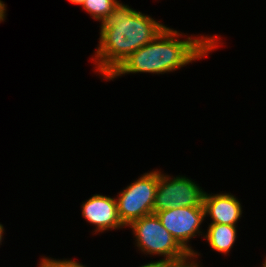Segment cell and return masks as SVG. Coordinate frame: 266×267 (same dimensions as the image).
<instances>
[{
    "mask_svg": "<svg viewBox=\"0 0 266 267\" xmlns=\"http://www.w3.org/2000/svg\"><path fill=\"white\" fill-rule=\"evenodd\" d=\"M205 217L212 219L210 224L234 225L242 216L240 201L231 193L208 194L203 198Z\"/></svg>",
    "mask_w": 266,
    "mask_h": 267,
    "instance_id": "8",
    "label": "cell"
},
{
    "mask_svg": "<svg viewBox=\"0 0 266 267\" xmlns=\"http://www.w3.org/2000/svg\"><path fill=\"white\" fill-rule=\"evenodd\" d=\"M159 218L163 227L175 238V240L190 254L196 251L190 247L189 240L199 234L200 225L204 221V206H189L170 208L162 212H153Z\"/></svg>",
    "mask_w": 266,
    "mask_h": 267,
    "instance_id": "6",
    "label": "cell"
},
{
    "mask_svg": "<svg viewBox=\"0 0 266 267\" xmlns=\"http://www.w3.org/2000/svg\"><path fill=\"white\" fill-rule=\"evenodd\" d=\"M166 26L128 5L118 3L101 20L96 72L105 79L132 53L151 42Z\"/></svg>",
    "mask_w": 266,
    "mask_h": 267,
    "instance_id": "1",
    "label": "cell"
},
{
    "mask_svg": "<svg viewBox=\"0 0 266 267\" xmlns=\"http://www.w3.org/2000/svg\"><path fill=\"white\" fill-rule=\"evenodd\" d=\"M39 267H86V266L70 259L56 260L53 258L44 257L41 259Z\"/></svg>",
    "mask_w": 266,
    "mask_h": 267,
    "instance_id": "11",
    "label": "cell"
},
{
    "mask_svg": "<svg viewBox=\"0 0 266 267\" xmlns=\"http://www.w3.org/2000/svg\"><path fill=\"white\" fill-rule=\"evenodd\" d=\"M168 264L167 261H164L163 259L157 260V261H151L150 263H147L145 265H141L139 267H166Z\"/></svg>",
    "mask_w": 266,
    "mask_h": 267,
    "instance_id": "13",
    "label": "cell"
},
{
    "mask_svg": "<svg viewBox=\"0 0 266 267\" xmlns=\"http://www.w3.org/2000/svg\"><path fill=\"white\" fill-rule=\"evenodd\" d=\"M68 1H70L71 3H73V4H77V5H83L84 4V2H85V0H68Z\"/></svg>",
    "mask_w": 266,
    "mask_h": 267,
    "instance_id": "14",
    "label": "cell"
},
{
    "mask_svg": "<svg viewBox=\"0 0 266 267\" xmlns=\"http://www.w3.org/2000/svg\"><path fill=\"white\" fill-rule=\"evenodd\" d=\"M236 227L227 224H210L203 237L213 250L228 254L236 241Z\"/></svg>",
    "mask_w": 266,
    "mask_h": 267,
    "instance_id": "9",
    "label": "cell"
},
{
    "mask_svg": "<svg viewBox=\"0 0 266 267\" xmlns=\"http://www.w3.org/2000/svg\"><path fill=\"white\" fill-rule=\"evenodd\" d=\"M262 267H266V258H265L264 262L262 263Z\"/></svg>",
    "mask_w": 266,
    "mask_h": 267,
    "instance_id": "16",
    "label": "cell"
},
{
    "mask_svg": "<svg viewBox=\"0 0 266 267\" xmlns=\"http://www.w3.org/2000/svg\"><path fill=\"white\" fill-rule=\"evenodd\" d=\"M165 27L151 42L130 54L106 80L129 73L164 74L202 59L220 44L218 36L188 37Z\"/></svg>",
    "mask_w": 266,
    "mask_h": 267,
    "instance_id": "2",
    "label": "cell"
},
{
    "mask_svg": "<svg viewBox=\"0 0 266 267\" xmlns=\"http://www.w3.org/2000/svg\"><path fill=\"white\" fill-rule=\"evenodd\" d=\"M197 255L200 256L199 253L196 252L195 254H189L186 258L182 260L168 262L166 267H200L199 263L197 262L198 259Z\"/></svg>",
    "mask_w": 266,
    "mask_h": 267,
    "instance_id": "12",
    "label": "cell"
},
{
    "mask_svg": "<svg viewBox=\"0 0 266 267\" xmlns=\"http://www.w3.org/2000/svg\"><path fill=\"white\" fill-rule=\"evenodd\" d=\"M205 191L186 176L171 177L159 171L154 212L170 208L203 206Z\"/></svg>",
    "mask_w": 266,
    "mask_h": 267,
    "instance_id": "5",
    "label": "cell"
},
{
    "mask_svg": "<svg viewBox=\"0 0 266 267\" xmlns=\"http://www.w3.org/2000/svg\"><path fill=\"white\" fill-rule=\"evenodd\" d=\"M81 206L82 216L96 227L95 233L125 226L118 214L116 198L95 194Z\"/></svg>",
    "mask_w": 266,
    "mask_h": 267,
    "instance_id": "7",
    "label": "cell"
},
{
    "mask_svg": "<svg viewBox=\"0 0 266 267\" xmlns=\"http://www.w3.org/2000/svg\"><path fill=\"white\" fill-rule=\"evenodd\" d=\"M117 0H85L82 8L92 16L93 19L101 21L108 16L118 5Z\"/></svg>",
    "mask_w": 266,
    "mask_h": 267,
    "instance_id": "10",
    "label": "cell"
},
{
    "mask_svg": "<svg viewBox=\"0 0 266 267\" xmlns=\"http://www.w3.org/2000/svg\"><path fill=\"white\" fill-rule=\"evenodd\" d=\"M159 171L153 169L123 189L116 198L121 222L127 227L134 220L153 214Z\"/></svg>",
    "mask_w": 266,
    "mask_h": 267,
    "instance_id": "4",
    "label": "cell"
},
{
    "mask_svg": "<svg viewBox=\"0 0 266 267\" xmlns=\"http://www.w3.org/2000/svg\"><path fill=\"white\" fill-rule=\"evenodd\" d=\"M136 246L143 253L163 256L164 261L174 262L186 258L188 253L163 227L156 214L143 216L131 222Z\"/></svg>",
    "mask_w": 266,
    "mask_h": 267,
    "instance_id": "3",
    "label": "cell"
},
{
    "mask_svg": "<svg viewBox=\"0 0 266 267\" xmlns=\"http://www.w3.org/2000/svg\"><path fill=\"white\" fill-rule=\"evenodd\" d=\"M3 233H4V227H3V225L0 223V245H1V243H2Z\"/></svg>",
    "mask_w": 266,
    "mask_h": 267,
    "instance_id": "15",
    "label": "cell"
}]
</instances>
